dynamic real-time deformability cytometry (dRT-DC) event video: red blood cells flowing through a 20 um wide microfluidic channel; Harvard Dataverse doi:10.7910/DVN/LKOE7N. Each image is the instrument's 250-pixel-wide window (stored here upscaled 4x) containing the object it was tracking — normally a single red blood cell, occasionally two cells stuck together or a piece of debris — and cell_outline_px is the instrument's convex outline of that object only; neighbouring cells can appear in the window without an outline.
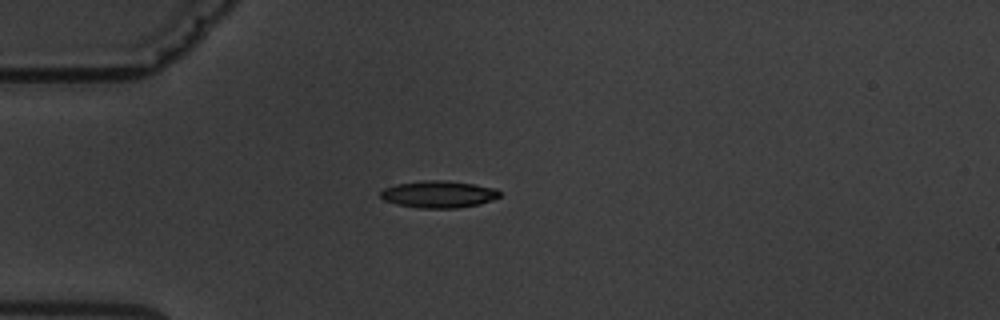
{"species": "common noctule bat (a hibernating species)", "species_latin": "Nyctalus noctula", "temperature_condition": "warm", "stored_images_in_passage": 3, "camera_frame_rate_fps": 3000, "um_per_image_px": 0.085, "animal": {"sex": "male", "body_mass_g": 19.5, "forearm_length_mm": 54.6}, "frame": {"image": 1, "passage_image": 1, "time_ms": 0.0, "image_size_px": [1000, 320], "cell_outline_px": [[500, 196], [492, 200], [480, 204], [456, 208], [420, 208], [396, 204], [384, 200], [380, 196], [380, 192], [384, 188], [396, 184], [424, 180], [444, 180], [472, 184], [496, 188], [500, 192]], "centroid_in_image_um": [37.27, 16.51], "position_along_channel_um": 47.7, "area_um2": 18.73}}
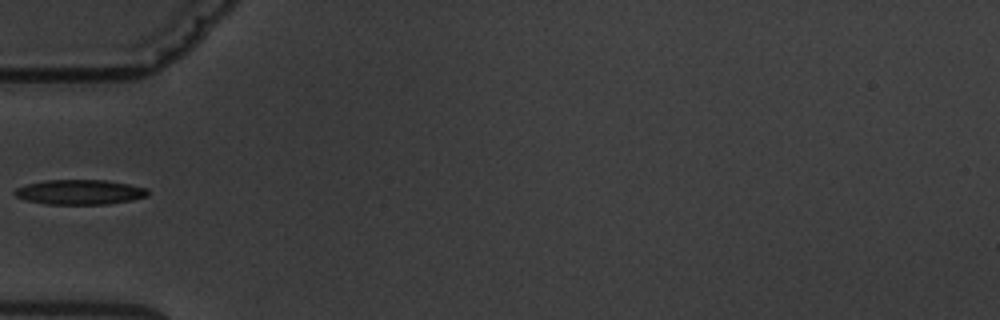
{"frame": {"image": 2, "passage_image": 2, "time_ms": 1.333, "image_size_px": [1000, 320], "cell_outline_px": [[148, 196], [132, 200], [108, 204], [48, 204], [24, 200], [16, 196], [12, 192], [16, 188], [28, 184], [44, 180], [104, 180], [128, 184], [148, 188]], "centroid_in_image_um": [6.78, 16.33], "position_along_channel_um": 78.2, "area_um2": 19.31}}